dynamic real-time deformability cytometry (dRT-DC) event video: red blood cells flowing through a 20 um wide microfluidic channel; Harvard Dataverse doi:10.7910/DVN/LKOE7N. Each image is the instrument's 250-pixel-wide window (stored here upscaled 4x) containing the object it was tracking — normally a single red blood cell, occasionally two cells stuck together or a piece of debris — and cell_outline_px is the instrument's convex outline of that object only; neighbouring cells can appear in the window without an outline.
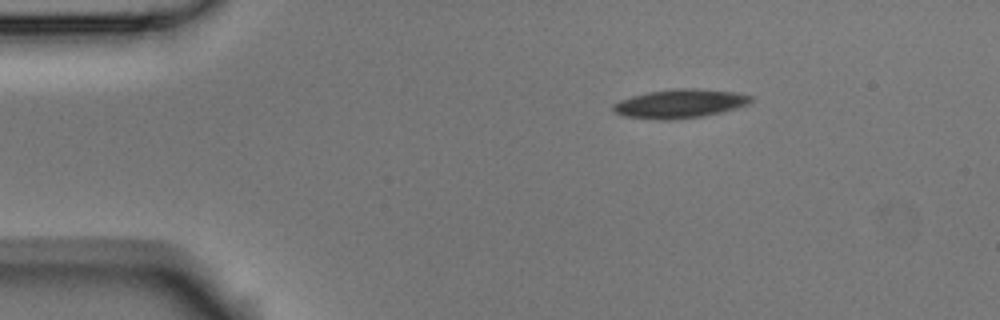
{"species": "Egyptian fruit bat (a non-hibernating species)", "species_latin": "Rousettus aegyptiacus", "temperature_condition": "room temperature", "stored_images_in_passage": 2, "camera_frame_rate_fps": 3000, "um_per_image_px": 0.085, "animal": {"sex": "male"}, "frame": {"image": 1, "passage_image": 2, "time_ms": 0.333, "image_size_px": [1000, 320], "cell_outline_px": [[752, 100], [748, 104], [720, 112], [700, 116], [668, 120], [660, 120], [624, 116], [612, 112], [612, 104], [620, 100], [632, 96], [648, 92], [676, 88], [696, 88], [736, 92], [752, 96]], "centroid_in_image_um": [57.74, 8.8], "position_along_channel_um": 27.3, "area_um2": 23.0}}